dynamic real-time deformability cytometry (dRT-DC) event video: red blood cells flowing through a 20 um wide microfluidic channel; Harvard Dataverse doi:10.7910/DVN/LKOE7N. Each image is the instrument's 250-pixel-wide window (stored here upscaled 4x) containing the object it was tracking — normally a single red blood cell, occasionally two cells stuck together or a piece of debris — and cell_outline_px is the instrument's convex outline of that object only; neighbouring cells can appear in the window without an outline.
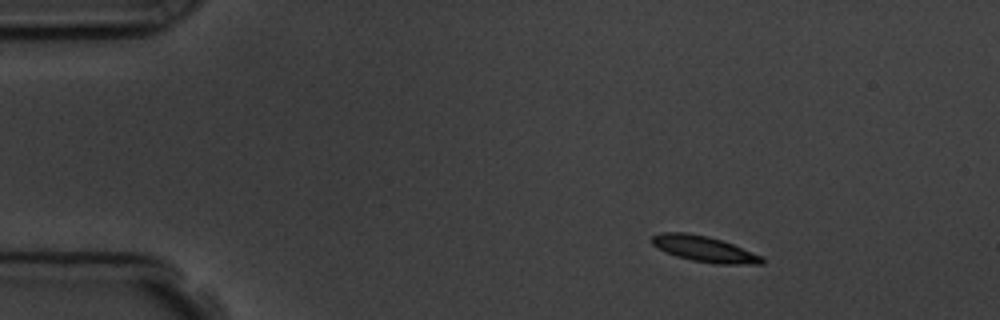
{"species": "common noctule bat (a hibernating species)", "species_latin": "Nyctalus noctula", "temperature_condition": "room temperature", "stored_images_in_passage": 5, "camera_frame_rate_fps": 3000, "um_per_image_px": 0.085, "animal": {"sex": "male", "body_mass_g": 19.5, "forearm_length_mm": 54.6}, "frame": {"image": 1, "passage_image": 1, "time_ms": 0.0, "image_size_px": [1000, 320], "cell_outline_px": [[764, 264], [716, 264], [692, 260], [676, 256], [664, 252], [652, 244], [648, 240], [652, 236], [660, 232], [684, 232], [708, 236], [732, 244], [764, 256]], "centroid_in_image_um": [59.84, 21.16], "position_along_channel_um": 25.2, "area_um2": 16.7}}
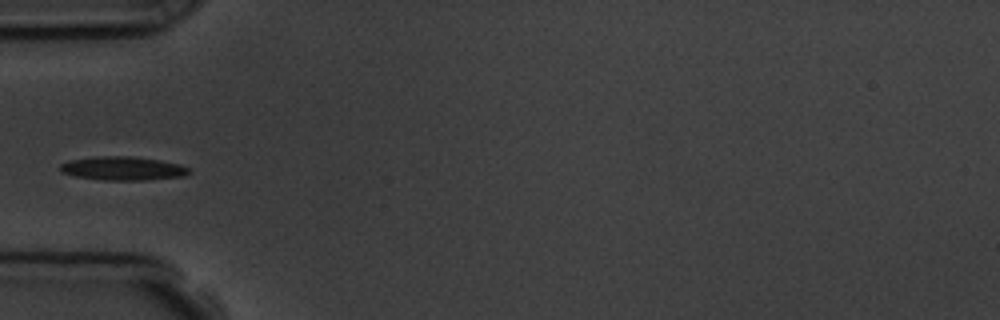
{"frame": {"image": 2, "passage_image": 4, "time_ms": 3.333, "image_size_px": [1000, 320], "cell_outline_px": [[192, 172], [184, 176], [144, 180], [104, 180], [76, 176], [60, 172], [60, 164], [68, 160], [96, 156], [132, 156], [160, 160], [180, 164], [188, 168]], "centroid_in_image_um": [10.44, 14.31], "position_along_channel_um": 74.6, "area_um2": 17.86}}